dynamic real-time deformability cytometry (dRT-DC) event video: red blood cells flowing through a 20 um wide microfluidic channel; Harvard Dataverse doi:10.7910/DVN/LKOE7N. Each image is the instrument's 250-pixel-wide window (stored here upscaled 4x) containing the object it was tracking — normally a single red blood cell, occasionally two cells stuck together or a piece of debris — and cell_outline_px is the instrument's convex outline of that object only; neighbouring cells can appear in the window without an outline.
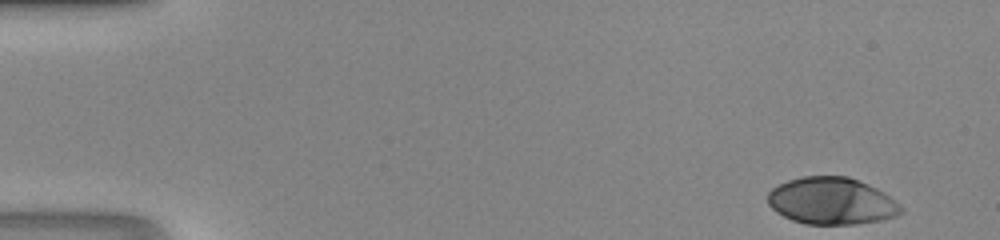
{"species": "human", "species_latin": "Homo sapiens", "temperature_condition": "room temperature", "stored_images_in_passage": 45, "camera_frame_rate_fps": 3000, "um_per_image_px": 0.085, "donor": {"sex": "male"}, "frame": {"image": 1, "passage_image": 1, "time_ms": 0.0, "image_size_px": [1000, 240], "cell_outline_px": [[904, 212], [896, 216], [880, 220], [856, 224], [804, 224], [792, 220], [776, 212], [768, 204], [768, 192], [772, 188], [788, 180], [804, 176], [848, 176], [868, 184], [884, 192], [900, 204], [904, 208]], "centroid_in_image_um": [70.7, 17.09], "position_along_channel_um": 14.3, "area_um2": 36.59}}
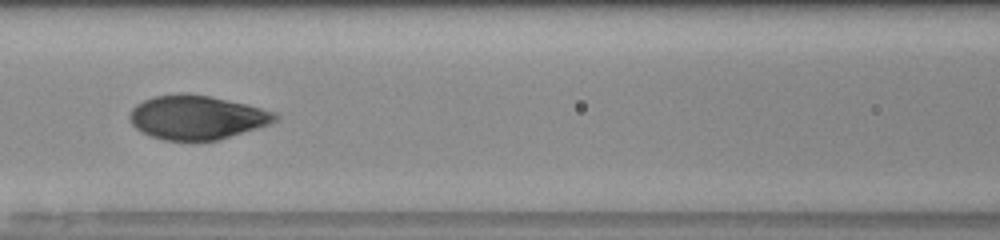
{"frame": {"image": 2, "passage_image": 20, "time_ms": 6.333, "image_size_px": [1000, 240], "cell_outline_px": [[280, 116], [276, 120], [268, 124], [256, 128], [216, 140], [164, 140], [140, 132], [132, 124], [128, 116], [132, 108], [136, 104], [152, 96], [180, 92], [184, 92], [208, 96], [244, 104], [276, 112]], "centroid_in_image_um": [16.67, 9.96], "position_along_channel_um": 149.9, "area_um2": 37.05}}
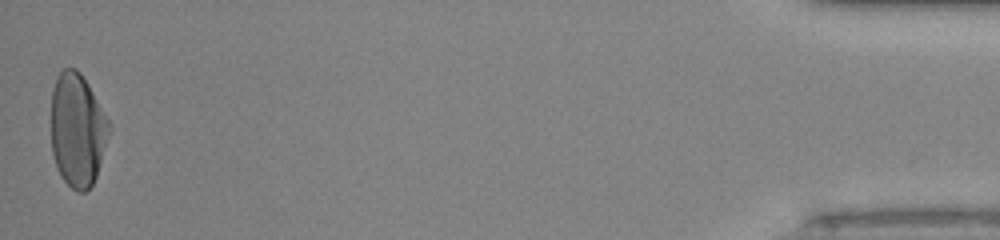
{"frame": {"image": 3, "passage_image": 45, "time_ms": 14.667, "image_size_px": [1000, 240], "cell_outline_px": [[112, 124], [96, 176], [92, 184], [84, 192], [76, 192], [60, 176], [56, 168], [52, 152], [52, 88], [56, 76], [64, 68], [76, 68], [80, 72], [88, 84]], "centroid_in_image_um": [6.58, 11.03], "position_along_channel_um": 428.6, "area_um2": 38.38}}